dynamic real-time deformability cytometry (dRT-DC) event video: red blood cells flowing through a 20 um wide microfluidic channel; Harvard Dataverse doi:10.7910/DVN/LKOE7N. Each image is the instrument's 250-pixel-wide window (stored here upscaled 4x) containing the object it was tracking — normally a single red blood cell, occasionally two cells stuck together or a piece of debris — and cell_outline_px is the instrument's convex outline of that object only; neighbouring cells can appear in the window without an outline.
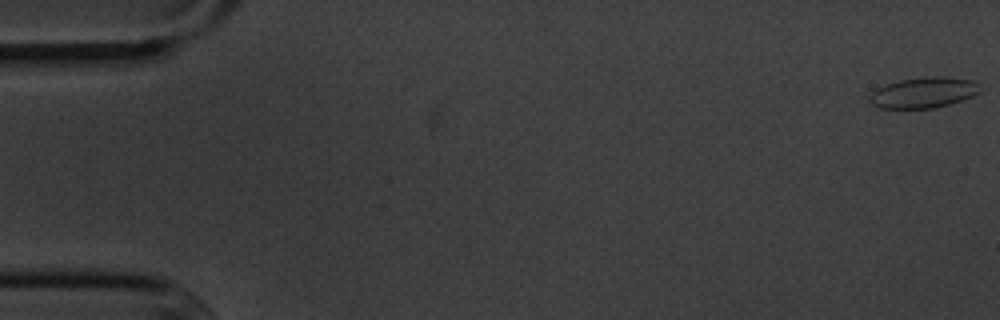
{"species": "common noctule bat (a hibernating species)", "species_latin": "Nyctalus noctula", "temperature_condition": "cold", "stored_images_in_passage": 51, "camera_frame_rate_fps": 3000, "um_per_image_px": 0.085, "animal": {"sex": "male", "body_mass_g": 20.1, "forearm_length_mm": 53.5}, "frame": {"image": 1, "passage_image": 1, "time_ms": 0.0, "image_size_px": [1000, 320], "cell_outline_px": [[980, 92], [972, 96], [936, 108], [880, 108], [872, 104], [868, 100], [868, 96], [876, 88], [884, 84], [900, 80], [924, 76], [944, 76], [972, 80], [976, 84]], "centroid_in_image_um": [78.44, 7.86], "position_along_channel_um": 6.6, "area_um2": 19.77}}
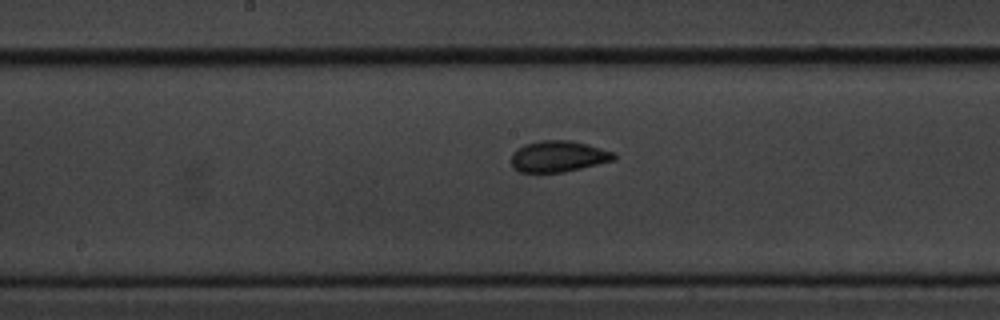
{"frame": {"image": 2, "passage_image": 29, "time_ms": 9.333, "image_size_px": [1000, 320], "cell_outline_px": [[616, 160], [564, 172], [520, 172], [512, 168], [512, 152], [516, 148], [524, 144], [540, 140], [572, 140], [588, 144], [616, 152]], "centroid_in_image_um": [47.47, 13.28], "position_along_channel_um": 200.7, "area_um2": 18.96}}
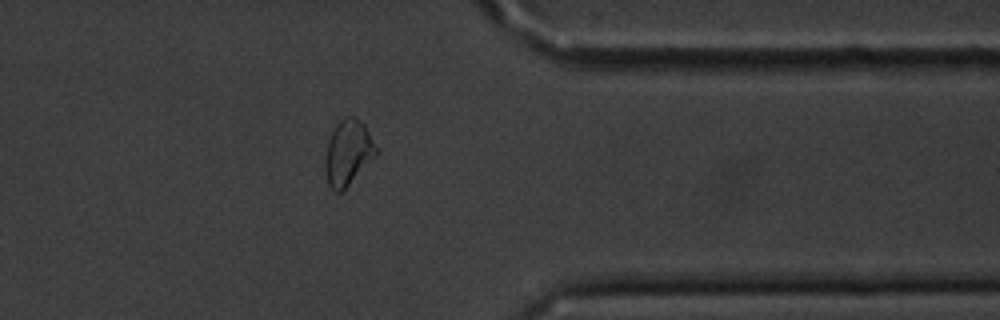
{"frame": {"image": 3, "passage_image": 45, "time_ms": 14.667, "image_size_px": [1000, 320], "cell_outline_px": [[380, 152], [340, 192], [336, 192], [328, 184], [324, 168], [324, 160], [328, 140], [336, 124], [344, 116], [356, 116], [364, 124], [380, 148]], "centroid_in_image_um": [29.61, 12.92], "position_along_channel_um": 381.8, "area_um2": 19.59}, "authors_computed_cell_mechanics": {"area_um2": 18.8428, "velocity_mm_per_s": 3.5835, "shape_relaxation_time_tau1_ms": 3.3358, "shape_relaxation_time_tau2_ms": 1.4094, "deformation_change_tau1": 0.0785, "deformation_change_tau2": 0.053}}